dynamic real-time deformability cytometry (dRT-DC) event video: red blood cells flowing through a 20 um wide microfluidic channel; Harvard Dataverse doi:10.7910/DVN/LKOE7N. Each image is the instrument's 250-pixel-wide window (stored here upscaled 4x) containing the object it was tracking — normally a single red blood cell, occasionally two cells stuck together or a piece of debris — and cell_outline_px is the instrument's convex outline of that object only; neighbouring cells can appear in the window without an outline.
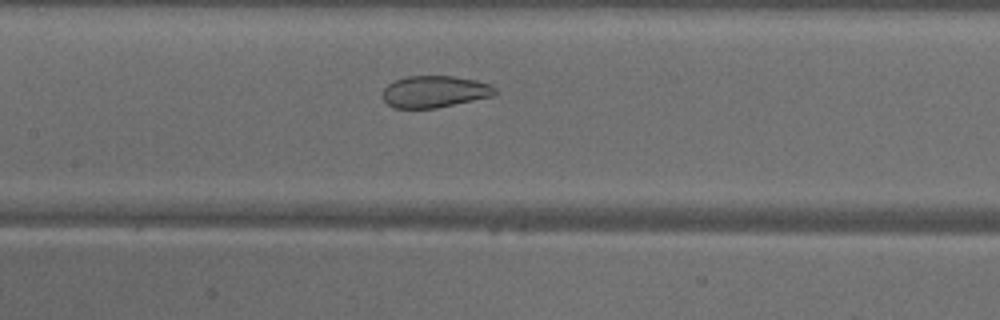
{"species": "common noctule bat (a hibernating species)", "species_latin": "Nyctalus noctula", "temperature_condition": "warm", "stored_images_in_passage": 36, "camera_frame_rate_fps": 3000, "um_per_image_px": 0.085, "animal": {"sex": "male", "body_mass_g": 18.8}, "frame": {"image": 1, "passage_image": 19, "time_ms": 6.0, "image_size_px": [1000, 320], "cell_outline_px": [[496, 92], [492, 96], [436, 108], [392, 108], [384, 100], [384, 88], [388, 84], [396, 80], [408, 76], [456, 76], [476, 80], [492, 84], [496, 88]], "centroid_in_image_um": [36.96, 7.78], "position_along_channel_um": 170.4, "area_um2": 20.75}}
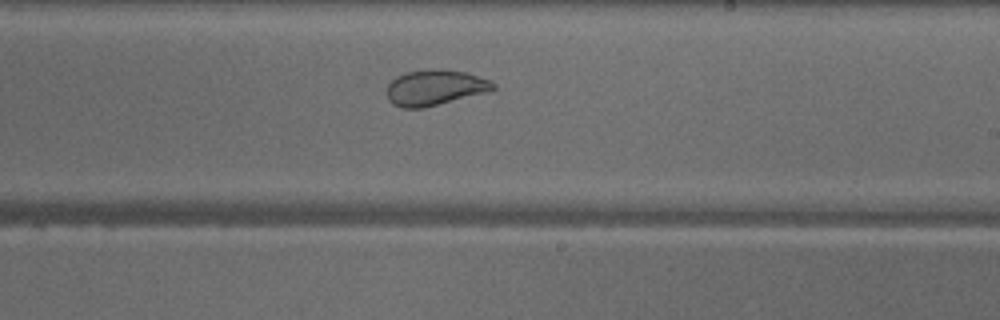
{"frame": {"image": 2, "passage_image": 25, "time_ms": 8.0, "image_size_px": [1000, 320], "cell_outline_px": [[496, 88], [484, 92], [424, 108], [400, 108], [392, 104], [388, 100], [388, 84], [396, 76], [408, 72], [432, 68], [468, 72], [492, 80], [496, 84]], "centroid_in_image_um": [36.97, 7.44], "position_along_channel_um": 252.0, "area_um2": 22.02}}
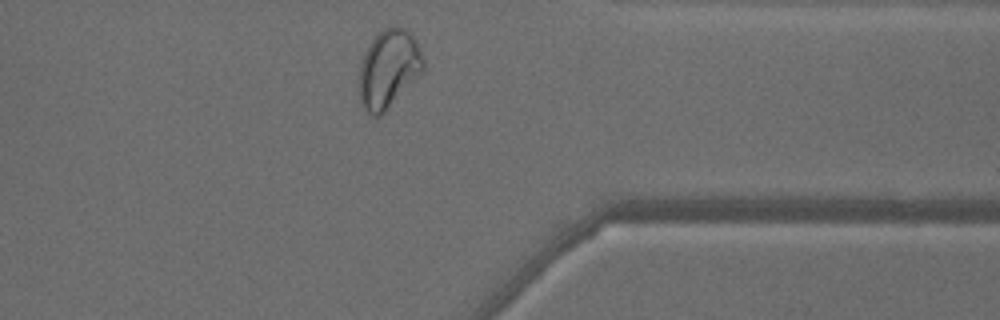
{"frame": {"image": 3, "passage_image": 35, "time_ms": 11.333, "image_size_px": [1000, 320], "cell_outline_px": [[424, 68], [384, 112], [380, 116], [372, 116], [364, 108], [360, 100], [360, 64], [364, 52], [372, 40], [384, 28], [392, 24], [396, 24], [404, 28], [416, 40], [424, 60]], "centroid_in_image_um": [33.02, 5.8], "position_along_channel_um": 378.4, "area_um2": 28.67}, "authors_computed_cell_mechanics": {"area_um2": 24.7673, "velocity_mm_per_s": 4.0874, "shape_relaxation_time_tau1_ms": null, "shape_relaxation_time_tau2_ms": 0.9275, "deformation_change_tau1": null, "deformation_change_tau2": 0.061}}